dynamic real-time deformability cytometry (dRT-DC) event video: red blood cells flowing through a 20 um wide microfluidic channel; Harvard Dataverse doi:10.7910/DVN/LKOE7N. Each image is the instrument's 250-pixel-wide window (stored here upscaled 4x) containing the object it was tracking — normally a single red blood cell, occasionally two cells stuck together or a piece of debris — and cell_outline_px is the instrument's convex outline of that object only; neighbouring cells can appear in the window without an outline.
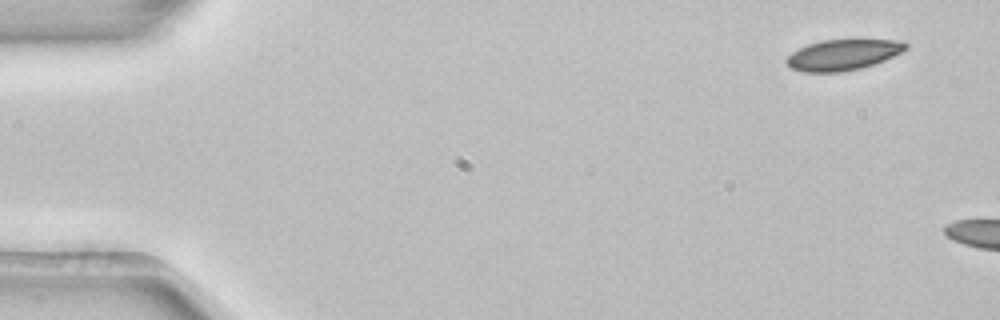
{"species": "common noctule bat (a hibernating species)", "species_latin": "Nyctalus noctula", "temperature_condition": "room temperature", "stored_images_in_passage": 2, "camera_frame_rate_fps": 3000, "um_per_image_px": 0.085, "animal": {"sex": "female", "body_mass_g": 22.7, "forearm_length_mm": 54.2}, "frame": {"image": 1, "passage_image": 1, "time_ms": 0.0, "image_size_px": [1000, 320], "cell_outline_px": [[908, 48], [884, 60], [860, 68], [840, 72], [804, 72], [792, 68], [784, 60], [792, 52], [808, 44], [824, 40], [896, 40], [908, 44]], "centroid_in_image_um": [71.63, 4.66], "position_along_channel_um": 13.4, "area_um2": 20.98}}